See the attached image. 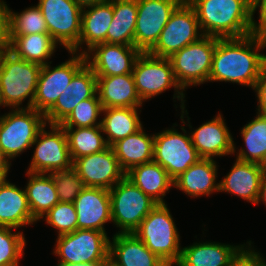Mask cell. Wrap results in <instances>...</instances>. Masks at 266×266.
I'll return each instance as SVG.
<instances>
[{"mask_svg":"<svg viewBox=\"0 0 266 266\" xmlns=\"http://www.w3.org/2000/svg\"><path fill=\"white\" fill-rule=\"evenodd\" d=\"M265 47V42L251 34L240 38H219L209 81L238 83L253 89L266 58L259 50Z\"/></svg>","mask_w":266,"mask_h":266,"instance_id":"6da1fadb","label":"cell"},{"mask_svg":"<svg viewBox=\"0 0 266 266\" xmlns=\"http://www.w3.org/2000/svg\"><path fill=\"white\" fill-rule=\"evenodd\" d=\"M203 34L240 38L251 34L252 0H187Z\"/></svg>","mask_w":266,"mask_h":266,"instance_id":"7a4b0ae2","label":"cell"},{"mask_svg":"<svg viewBox=\"0 0 266 266\" xmlns=\"http://www.w3.org/2000/svg\"><path fill=\"white\" fill-rule=\"evenodd\" d=\"M133 234L168 266L179 262L180 238L167 204H157Z\"/></svg>","mask_w":266,"mask_h":266,"instance_id":"3957f363","label":"cell"},{"mask_svg":"<svg viewBox=\"0 0 266 266\" xmlns=\"http://www.w3.org/2000/svg\"><path fill=\"white\" fill-rule=\"evenodd\" d=\"M42 65L17 58L9 50L2 59L0 68V92L4 107L20 109L27 98L25 109L32 108L38 77Z\"/></svg>","mask_w":266,"mask_h":266,"instance_id":"277c9868","label":"cell"},{"mask_svg":"<svg viewBox=\"0 0 266 266\" xmlns=\"http://www.w3.org/2000/svg\"><path fill=\"white\" fill-rule=\"evenodd\" d=\"M132 75L137 93L143 101L159 95L170 87H174L175 96L181 100V121L184 122L183 115L185 111L183 89L177 83L172 64L169 58L157 57L149 52H141L135 60ZM180 90V91H179Z\"/></svg>","mask_w":266,"mask_h":266,"instance_id":"5b68a950","label":"cell"},{"mask_svg":"<svg viewBox=\"0 0 266 266\" xmlns=\"http://www.w3.org/2000/svg\"><path fill=\"white\" fill-rule=\"evenodd\" d=\"M218 37L204 35L169 57L177 83L185 91L187 86L209 81Z\"/></svg>","mask_w":266,"mask_h":266,"instance_id":"8992f818","label":"cell"},{"mask_svg":"<svg viewBox=\"0 0 266 266\" xmlns=\"http://www.w3.org/2000/svg\"><path fill=\"white\" fill-rule=\"evenodd\" d=\"M45 124V115L33 108L21 107L0 116V149L8 160L32 147Z\"/></svg>","mask_w":266,"mask_h":266,"instance_id":"52a82bcc","label":"cell"},{"mask_svg":"<svg viewBox=\"0 0 266 266\" xmlns=\"http://www.w3.org/2000/svg\"><path fill=\"white\" fill-rule=\"evenodd\" d=\"M112 222L118 233H133L157 205L131 181L124 177L109 190Z\"/></svg>","mask_w":266,"mask_h":266,"instance_id":"ba28073f","label":"cell"},{"mask_svg":"<svg viewBox=\"0 0 266 266\" xmlns=\"http://www.w3.org/2000/svg\"><path fill=\"white\" fill-rule=\"evenodd\" d=\"M57 237L54 254L60 264L102 263L109 258L106 232L76 229Z\"/></svg>","mask_w":266,"mask_h":266,"instance_id":"9c48e42d","label":"cell"},{"mask_svg":"<svg viewBox=\"0 0 266 266\" xmlns=\"http://www.w3.org/2000/svg\"><path fill=\"white\" fill-rule=\"evenodd\" d=\"M48 34L68 51H79L82 7L74 0H39Z\"/></svg>","mask_w":266,"mask_h":266,"instance_id":"30bf717a","label":"cell"},{"mask_svg":"<svg viewBox=\"0 0 266 266\" xmlns=\"http://www.w3.org/2000/svg\"><path fill=\"white\" fill-rule=\"evenodd\" d=\"M201 31L195 10L187 0H183L170 15L159 40L149 53L157 57L169 58L204 36Z\"/></svg>","mask_w":266,"mask_h":266,"instance_id":"8fae6325","label":"cell"},{"mask_svg":"<svg viewBox=\"0 0 266 266\" xmlns=\"http://www.w3.org/2000/svg\"><path fill=\"white\" fill-rule=\"evenodd\" d=\"M181 129L184 134L174 128L154 134L153 161L160 164L173 180L201 159L190 134L186 135L184 127Z\"/></svg>","mask_w":266,"mask_h":266,"instance_id":"7c38bea8","label":"cell"},{"mask_svg":"<svg viewBox=\"0 0 266 266\" xmlns=\"http://www.w3.org/2000/svg\"><path fill=\"white\" fill-rule=\"evenodd\" d=\"M50 132L44 130L46 124L38 132L32 145H36L33 158L27 172L50 173L67 170L72 167L67 135L60 124H49Z\"/></svg>","mask_w":266,"mask_h":266,"instance_id":"4fadbf2b","label":"cell"},{"mask_svg":"<svg viewBox=\"0 0 266 266\" xmlns=\"http://www.w3.org/2000/svg\"><path fill=\"white\" fill-rule=\"evenodd\" d=\"M51 69L49 63L42 65L36 86L32 108L45 114L71 83L73 76L87 63L86 56L79 53Z\"/></svg>","mask_w":266,"mask_h":266,"instance_id":"5bb4252c","label":"cell"},{"mask_svg":"<svg viewBox=\"0 0 266 266\" xmlns=\"http://www.w3.org/2000/svg\"><path fill=\"white\" fill-rule=\"evenodd\" d=\"M183 0H136L134 46L149 52L159 40L170 15Z\"/></svg>","mask_w":266,"mask_h":266,"instance_id":"9a60e30c","label":"cell"},{"mask_svg":"<svg viewBox=\"0 0 266 266\" xmlns=\"http://www.w3.org/2000/svg\"><path fill=\"white\" fill-rule=\"evenodd\" d=\"M72 167L83 179L86 187L107 190L114 187L126 174L111 146L101 152L75 159Z\"/></svg>","mask_w":266,"mask_h":266,"instance_id":"2e32d148","label":"cell"},{"mask_svg":"<svg viewBox=\"0 0 266 266\" xmlns=\"http://www.w3.org/2000/svg\"><path fill=\"white\" fill-rule=\"evenodd\" d=\"M97 94V77L86 63L72 78L71 83L44 114L49 124H61L83 100Z\"/></svg>","mask_w":266,"mask_h":266,"instance_id":"e0dca14e","label":"cell"},{"mask_svg":"<svg viewBox=\"0 0 266 266\" xmlns=\"http://www.w3.org/2000/svg\"><path fill=\"white\" fill-rule=\"evenodd\" d=\"M140 53L135 46L100 43L89 50L85 56L87 64L92 68L96 77H107L131 74L135 60Z\"/></svg>","mask_w":266,"mask_h":266,"instance_id":"ac0fdd59","label":"cell"},{"mask_svg":"<svg viewBox=\"0 0 266 266\" xmlns=\"http://www.w3.org/2000/svg\"><path fill=\"white\" fill-rule=\"evenodd\" d=\"M73 204L77 213V229L106 232L105 223L112 221L109 190L85 187Z\"/></svg>","mask_w":266,"mask_h":266,"instance_id":"d6986e66","label":"cell"},{"mask_svg":"<svg viewBox=\"0 0 266 266\" xmlns=\"http://www.w3.org/2000/svg\"><path fill=\"white\" fill-rule=\"evenodd\" d=\"M190 138L201 158L213 159L235 153L233 138L220 113L192 131Z\"/></svg>","mask_w":266,"mask_h":266,"instance_id":"ffe728a7","label":"cell"},{"mask_svg":"<svg viewBox=\"0 0 266 266\" xmlns=\"http://www.w3.org/2000/svg\"><path fill=\"white\" fill-rule=\"evenodd\" d=\"M265 170L264 165L236 159L231 171L222 181H219V192H228L252 204H257Z\"/></svg>","mask_w":266,"mask_h":266,"instance_id":"44dd1931","label":"cell"},{"mask_svg":"<svg viewBox=\"0 0 266 266\" xmlns=\"http://www.w3.org/2000/svg\"><path fill=\"white\" fill-rule=\"evenodd\" d=\"M112 239L109 259L117 266H168L133 233H116Z\"/></svg>","mask_w":266,"mask_h":266,"instance_id":"7402d4cb","label":"cell"},{"mask_svg":"<svg viewBox=\"0 0 266 266\" xmlns=\"http://www.w3.org/2000/svg\"><path fill=\"white\" fill-rule=\"evenodd\" d=\"M97 94L104 108L142 106L131 74L97 77Z\"/></svg>","mask_w":266,"mask_h":266,"instance_id":"603a6c76","label":"cell"},{"mask_svg":"<svg viewBox=\"0 0 266 266\" xmlns=\"http://www.w3.org/2000/svg\"><path fill=\"white\" fill-rule=\"evenodd\" d=\"M112 19L113 0H106L82 9L79 47L86 43L88 48L86 51H81V54H87L97 44L107 43V31Z\"/></svg>","mask_w":266,"mask_h":266,"instance_id":"cb8c5ba5","label":"cell"},{"mask_svg":"<svg viewBox=\"0 0 266 266\" xmlns=\"http://www.w3.org/2000/svg\"><path fill=\"white\" fill-rule=\"evenodd\" d=\"M125 177L157 204H165L163 198L174 186V180L168 172L154 161L131 168Z\"/></svg>","mask_w":266,"mask_h":266,"instance_id":"d4e9b609","label":"cell"},{"mask_svg":"<svg viewBox=\"0 0 266 266\" xmlns=\"http://www.w3.org/2000/svg\"><path fill=\"white\" fill-rule=\"evenodd\" d=\"M36 221L30 211L26 191L5 180L0 187V226L16 230Z\"/></svg>","mask_w":266,"mask_h":266,"instance_id":"484cf974","label":"cell"},{"mask_svg":"<svg viewBox=\"0 0 266 266\" xmlns=\"http://www.w3.org/2000/svg\"><path fill=\"white\" fill-rule=\"evenodd\" d=\"M216 177V161L201 158L174 179V187L191 197H199L203 194L208 196L214 191L219 192V183H215Z\"/></svg>","mask_w":266,"mask_h":266,"instance_id":"4316f807","label":"cell"},{"mask_svg":"<svg viewBox=\"0 0 266 266\" xmlns=\"http://www.w3.org/2000/svg\"><path fill=\"white\" fill-rule=\"evenodd\" d=\"M243 246L216 242L194 243L182 248L180 260L175 266H226Z\"/></svg>","mask_w":266,"mask_h":266,"instance_id":"83f0119b","label":"cell"},{"mask_svg":"<svg viewBox=\"0 0 266 266\" xmlns=\"http://www.w3.org/2000/svg\"><path fill=\"white\" fill-rule=\"evenodd\" d=\"M121 169L126 173L131 168L153 161L154 135H148L143 128L112 146Z\"/></svg>","mask_w":266,"mask_h":266,"instance_id":"f1b7e54d","label":"cell"},{"mask_svg":"<svg viewBox=\"0 0 266 266\" xmlns=\"http://www.w3.org/2000/svg\"><path fill=\"white\" fill-rule=\"evenodd\" d=\"M29 181L25 187L32 216L38 221L59 201L55 182L50 174L27 172Z\"/></svg>","mask_w":266,"mask_h":266,"instance_id":"f546056e","label":"cell"},{"mask_svg":"<svg viewBox=\"0 0 266 266\" xmlns=\"http://www.w3.org/2000/svg\"><path fill=\"white\" fill-rule=\"evenodd\" d=\"M138 108L132 107H111L104 108L105 113L101 120L103 133L107 135L106 142L112 146L115 142L136 133L143 126L141 124Z\"/></svg>","mask_w":266,"mask_h":266,"instance_id":"4dcf8cb0","label":"cell"},{"mask_svg":"<svg viewBox=\"0 0 266 266\" xmlns=\"http://www.w3.org/2000/svg\"><path fill=\"white\" fill-rule=\"evenodd\" d=\"M136 18V0H113V19L107 31V43L134 46Z\"/></svg>","mask_w":266,"mask_h":266,"instance_id":"1f68e13d","label":"cell"},{"mask_svg":"<svg viewBox=\"0 0 266 266\" xmlns=\"http://www.w3.org/2000/svg\"><path fill=\"white\" fill-rule=\"evenodd\" d=\"M58 43L49 34L16 36L9 44V51L17 58L46 65Z\"/></svg>","mask_w":266,"mask_h":266,"instance_id":"d6a6232c","label":"cell"},{"mask_svg":"<svg viewBox=\"0 0 266 266\" xmlns=\"http://www.w3.org/2000/svg\"><path fill=\"white\" fill-rule=\"evenodd\" d=\"M241 135L248 151L240 149L237 159L266 167V115L258 114L242 128Z\"/></svg>","mask_w":266,"mask_h":266,"instance_id":"836d02e7","label":"cell"},{"mask_svg":"<svg viewBox=\"0 0 266 266\" xmlns=\"http://www.w3.org/2000/svg\"><path fill=\"white\" fill-rule=\"evenodd\" d=\"M72 162L79 158L101 152L109 147L101 135L102 127L64 128Z\"/></svg>","mask_w":266,"mask_h":266,"instance_id":"e575fe53","label":"cell"},{"mask_svg":"<svg viewBox=\"0 0 266 266\" xmlns=\"http://www.w3.org/2000/svg\"><path fill=\"white\" fill-rule=\"evenodd\" d=\"M48 34L46 21L38 6L27 8L21 13L8 9V42L16 36Z\"/></svg>","mask_w":266,"mask_h":266,"instance_id":"d590c367","label":"cell"},{"mask_svg":"<svg viewBox=\"0 0 266 266\" xmlns=\"http://www.w3.org/2000/svg\"><path fill=\"white\" fill-rule=\"evenodd\" d=\"M102 110L103 107L98 94H96L92 98L81 101L60 125L63 128L101 126V121L97 122V118L102 113Z\"/></svg>","mask_w":266,"mask_h":266,"instance_id":"8d00e7d4","label":"cell"},{"mask_svg":"<svg viewBox=\"0 0 266 266\" xmlns=\"http://www.w3.org/2000/svg\"><path fill=\"white\" fill-rule=\"evenodd\" d=\"M12 227L0 226V266H18L26 245L23 232L12 233Z\"/></svg>","mask_w":266,"mask_h":266,"instance_id":"74e56055","label":"cell"},{"mask_svg":"<svg viewBox=\"0 0 266 266\" xmlns=\"http://www.w3.org/2000/svg\"><path fill=\"white\" fill-rule=\"evenodd\" d=\"M56 185L60 202L73 203L86 187L77 171L71 167L67 170H57L49 173Z\"/></svg>","mask_w":266,"mask_h":266,"instance_id":"f35d334b","label":"cell"},{"mask_svg":"<svg viewBox=\"0 0 266 266\" xmlns=\"http://www.w3.org/2000/svg\"><path fill=\"white\" fill-rule=\"evenodd\" d=\"M44 216L47 224L58 229V236L77 229V213L73 203L58 202Z\"/></svg>","mask_w":266,"mask_h":266,"instance_id":"ab89813d","label":"cell"},{"mask_svg":"<svg viewBox=\"0 0 266 266\" xmlns=\"http://www.w3.org/2000/svg\"><path fill=\"white\" fill-rule=\"evenodd\" d=\"M247 243L250 247L243 246L226 266H266L265 259L254 249L251 250V241Z\"/></svg>","mask_w":266,"mask_h":266,"instance_id":"60d3db41","label":"cell"},{"mask_svg":"<svg viewBox=\"0 0 266 266\" xmlns=\"http://www.w3.org/2000/svg\"><path fill=\"white\" fill-rule=\"evenodd\" d=\"M259 8V22L252 18L251 35L266 43V0H252V15Z\"/></svg>","mask_w":266,"mask_h":266,"instance_id":"b9f144b4","label":"cell"},{"mask_svg":"<svg viewBox=\"0 0 266 266\" xmlns=\"http://www.w3.org/2000/svg\"><path fill=\"white\" fill-rule=\"evenodd\" d=\"M258 97V114L266 115V58L264 59L260 74L253 88Z\"/></svg>","mask_w":266,"mask_h":266,"instance_id":"7bdbcfd3","label":"cell"},{"mask_svg":"<svg viewBox=\"0 0 266 266\" xmlns=\"http://www.w3.org/2000/svg\"><path fill=\"white\" fill-rule=\"evenodd\" d=\"M8 6L0 1V47H9L8 44Z\"/></svg>","mask_w":266,"mask_h":266,"instance_id":"ee69618b","label":"cell"},{"mask_svg":"<svg viewBox=\"0 0 266 266\" xmlns=\"http://www.w3.org/2000/svg\"><path fill=\"white\" fill-rule=\"evenodd\" d=\"M259 201H263L266 205V170L263 174L262 180H261V185H260V190H259V196L257 200V204Z\"/></svg>","mask_w":266,"mask_h":266,"instance_id":"f6af8a7d","label":"cell"},{"mask_svg":"<svg viewBox=\"0 0 266 266\" xmlns=\"http://www.w3.org/2000/svg\"><path fill=\"white\" fill-rule=\"evenodd\" d=\"M8 158L4 155L3 151L0 149V172L8 173L10 169V164Z\"/></svg>","mask_w":266,"mask_h":266,"instance_id":"bcb514c9","label":"cell"},{"mask_svg":"<svg viewBox=\"0 0 266 266\" xmlns=\"http://www.w3.org/2000/svg\"><path fill=\"white\" fill-rule=\"evenodd\" d=\"M80 7L84 8L94 4L102 3L106 0H74Z\"/></svg>","mask_w":266,"mask_h":266,"instance_id":"7dc6e473","label":"cell"},{"mask_svg":"<svg viewBox=\"0 0 266 266\" xmlns=\"http://www.w3.org/2000/svg\"><path fill=\"white\" fill-rule=\"evenodd\" d=\"M102 263L60 264L58 266H101Z\"/></svg>","mask_w":266,"mask_h":266,"instance_id":"c3c4849f","label":"cell"},{"mask_svg":"<svg viewBox=\"0 0 266 266\" xmlns=\"http://www.w3.org/2000/svg\"><path fill=\"white\" fill-rule=\"evenodd\" d=\"M8 50H9V47H0V68H1L3 56Z\"/></svg>","mask_w":266,"mask_h":266,"instance_id":"681fc988","label":"cell"},{"mask_svg":"<svg viewBox=\"0 0 266 266\" xmlns=\"http://www.w3.org/2000/svg\"><path fill=\"white\" fill-rule=\"evenodd\" d=\"M101 266H117V265L108 258L106 261L102 262Z\"/></svg>","mask_w":266,"mask_h":266,"instance_id":"f907efd6","label":"cell"},{"mask_svg":"<svg viewBox=\"0 0 266 266\" xmlns=\"http://www.w3.org/2000/svg\"><path fill=\"white\" fill-rule=\"evenodd\" d=\"M7 173L0 172V187L5 182Z\"/></svg>","mask_w":266,"mask_h":266,"instance_id":"816d5d0a","label":"cell"},{"mask_svg":"<svg viewBox=\"0 0 266 266\" xmlns=\"http://www.w3.org/2000/svg\"><path fill=\"white\" fill-rule=\"evenodd\" d=\"M2 101H1V92H0V106H2Z\"/></svg>","mask_w":266,"mask_h":266,"instance_id":"f5cc1de1","label":"cell"}]
</instances>
